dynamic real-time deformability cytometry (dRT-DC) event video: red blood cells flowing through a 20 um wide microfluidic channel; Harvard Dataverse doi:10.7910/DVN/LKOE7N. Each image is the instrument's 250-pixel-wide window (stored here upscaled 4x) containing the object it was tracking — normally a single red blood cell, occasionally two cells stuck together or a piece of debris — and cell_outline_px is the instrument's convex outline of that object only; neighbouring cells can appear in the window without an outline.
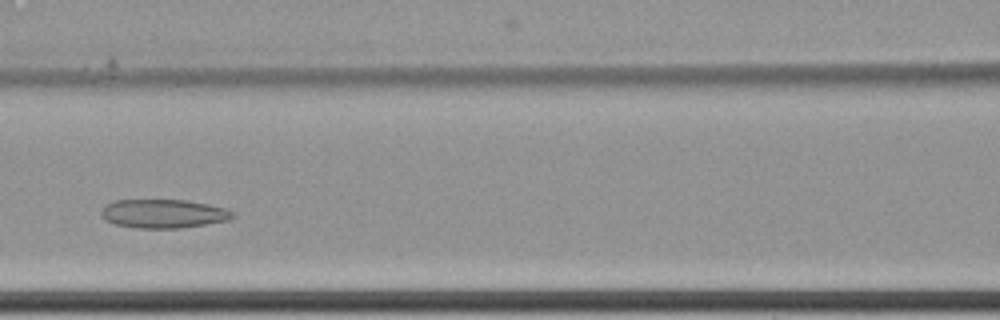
{"species": "common noctule bat (a hibernating species)", "species_latin": "Nyctalus noctula", "temperature_condition": "cold", "stored_images_in_passage": 7, "camera_frame_rate_fps": 3000, "um_per_image_px": 0.085, "animal": {"sex": "female", "body_mass_g": 22.7, "forearm_length_mm": 54.2}, "frame": {"image": 1, "passage_image": 6, "time_ms": 1.667, "image_size_px": [1000, 320], "cell_outline_px": [[236, 216], [228, 220], [180, 228], [140, 228], [116, 224], [104, 220], [100, 216], [100, 208], [104, 204], [116, 200], [184, 200], [208, 204], [224, 208], [232, 212]], "centroid_in_image_um": [13.82, 18.15], "position_along_channel_um": 152.8, "area_um2": 22.02}}
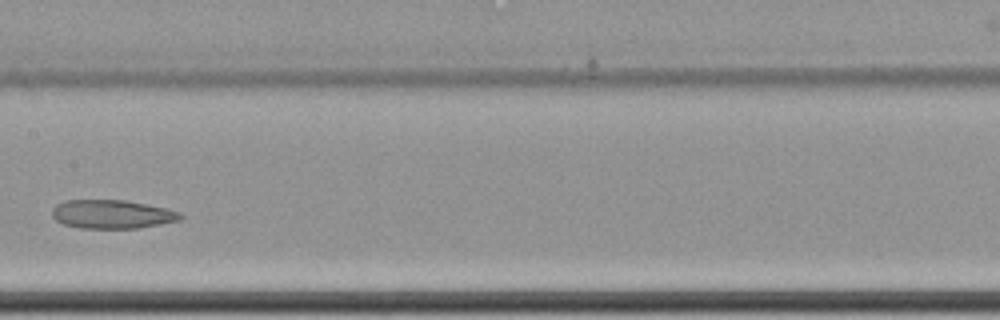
{"frame": {"image": 2, "passage_image": 7, "time_ms": 2.0, "image_size_px": [1000, 320], "cell_outline_px": [[184, 216], [180, 220], [136, 228], [80, 228], [64, 224], [56, 220], [52, 216], [52, 208], [56, 204], [64, 200], [124, 200], [164, 208], [180, 212]], "centroid_in_image_um": [9.48, 18.2], "position_along_channel_um": 197.9, "area_um2": 21.27}}